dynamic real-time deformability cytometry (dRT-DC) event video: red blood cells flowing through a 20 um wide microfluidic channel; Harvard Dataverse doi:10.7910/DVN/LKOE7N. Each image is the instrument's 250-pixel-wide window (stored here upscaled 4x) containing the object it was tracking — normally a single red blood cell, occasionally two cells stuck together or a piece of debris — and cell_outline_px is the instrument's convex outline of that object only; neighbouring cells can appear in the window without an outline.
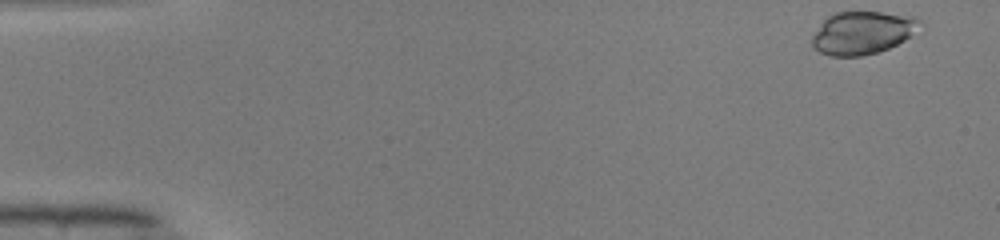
{"species": "common noctule bat (a hibernating species)", "species_latin": "Nyctalus noctula", "temperature_condition": "warm", "stored_images_in_passage": 48, "camera_frame_rate_fps": 3000, "um_per_image_px": 0.085, "animal": {"sex": "male", "body_mass_g": 19.0, "forearm_length_mm": 50.8}, "frame": {"image": 1, "passage_image": 1, "time_ms": 0.0, "image_size_px": [1000, 240], "cell_outline_px": [[920, 20], [908, 36], [904, 40], [888, 48], [876, 52], [860, 56], [832, 56], [820, 52], [812, 48], [812, 36], [820, 24], [828, 16], [836, 12], [880, 12], [912, 16]], "centroid_in_image_um": [73.21, 2.79], "position_along_channel_um": 11.8, "area_um2": 26.3}}
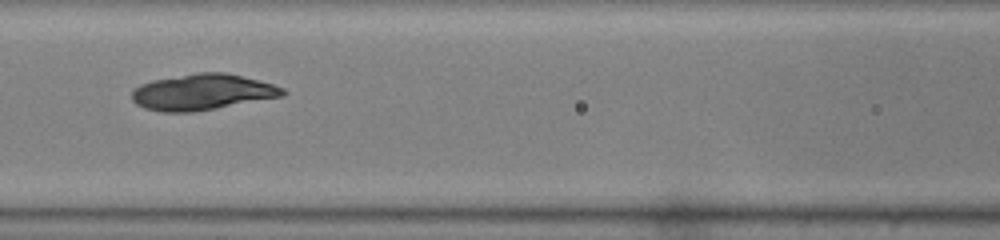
{"frame": {"image": 2, "passage_image": 21, "time_ms": 6.667, "image_size_px": [1000, 240], "cell_outline_px": [[288, 92], [284, 96], [192, 112], [164, 112], [144, 108], [136, 104], [132, 100], [132, 92], [140, 84], [152, 80], [196, 72], [224, 72], [272, 84], [284, 88]], "centroid_in_image_um": [17.19, 7.82], "position_along_channel_um": 149.4, "area_um2": 31.44}}
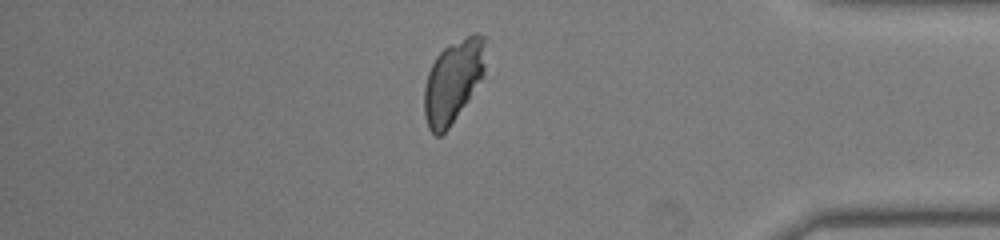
{"frame": {"image": 3, "passage_image": 41, "time_ms": 13.333, "image_size_px": [1000, 240], "cell_outline_px": [[484, 76], [448, 128], [440, 136], [436, 136], [428, 128], [424, 112], [424, 88], [428, 72], [436, 56], [448, 44], [476, 32], [484, 36]], "centroid_in_image_um": [38.49, 6.88], "position_along_channel_um": 396.7, "area_um2": 29.19}}